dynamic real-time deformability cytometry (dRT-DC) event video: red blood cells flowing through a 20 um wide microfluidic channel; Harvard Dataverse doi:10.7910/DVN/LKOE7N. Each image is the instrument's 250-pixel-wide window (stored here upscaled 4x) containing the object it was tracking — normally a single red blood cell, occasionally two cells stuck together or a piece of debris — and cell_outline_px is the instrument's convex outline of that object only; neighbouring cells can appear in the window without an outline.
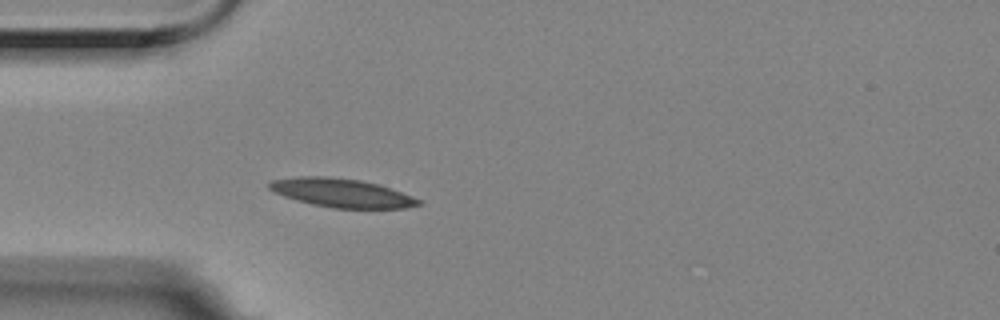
{"species": "Egyptian fruit bat (a non-hibernating species)", "species_latin": "Rousettus aegyptiacus", "temperature_condition": "room temperature", "stored_images_in_passage": 5, "camera_frame_rate_fps": 3000, "um_per_image_px": 0.085, "animal": {"sex": "female"}, "frame": {"image": 1, "passage_image": 5, "time_ms": 1.333, "image_size_px": [1000, 320], "cell_outline_px": [[424, 204], [404, 208], [332, 208], [312, 204], [296, 200], [284, 196], [268, 188], [268, 184], [272, 180], [300, 176], [324, 176], [360, 180], [380, 184], [424, 200]], "centroid_in_image_um": [29.1, 16.4], "position_along_channel_um": 55.9, "area_um2": 25.03}}